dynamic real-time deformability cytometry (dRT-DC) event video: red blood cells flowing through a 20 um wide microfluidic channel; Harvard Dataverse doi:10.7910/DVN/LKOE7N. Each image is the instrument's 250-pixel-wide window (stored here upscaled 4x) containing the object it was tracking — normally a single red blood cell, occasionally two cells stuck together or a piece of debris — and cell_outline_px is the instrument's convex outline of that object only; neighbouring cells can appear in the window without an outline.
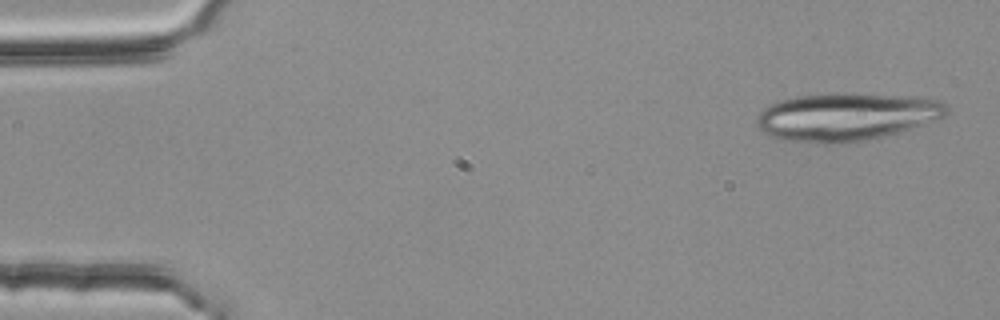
{"species": "common noctule bat (a hibernating species)", "species_latin": "Nyctalus noctula", "temperature_condition": "room temperature", "stored_images_in_passage": 53, "segment_of_instrument_passage": [1, 2], "camera_frame_rate_fps": 3000, "um_per_image_px": 0.085, "animal": {"sex": "female", "body_mass_g": 25.1}, "frame": {"image": 1, "passage_image": 2, "time_ms": 0.333, "image_size_px": [1000, 320], "cell_outline_px": [[948, 112], [944, 116], [924, 124], [884, 136], [864, 140], [836, 144], [820, 144], [780, 140], [760, 132], [756, 124], [756, 120], [760, 112], [768, 104], [800, 96], [916, 96], [944, 100], [948, 108]], "centroid_in_image_um": [71.91, 9.98], "position_along_channel_um": 13.1, "area_um2": 51.9}}